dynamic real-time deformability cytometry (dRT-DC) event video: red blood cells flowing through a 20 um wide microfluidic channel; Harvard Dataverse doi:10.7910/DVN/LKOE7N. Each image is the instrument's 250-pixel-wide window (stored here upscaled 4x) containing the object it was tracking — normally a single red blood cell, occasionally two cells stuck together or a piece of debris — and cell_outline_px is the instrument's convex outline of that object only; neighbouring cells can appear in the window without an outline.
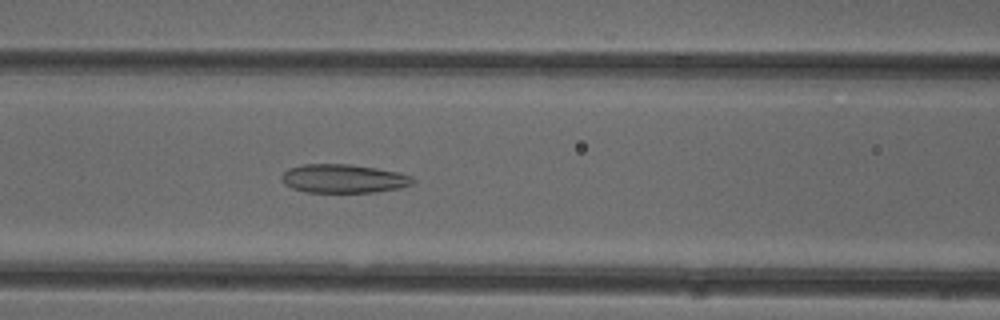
{"species": "common noctule bat (a hibernating species)", "species_latin": "Nyctalus noctula", "temperature_condition": "cold", "stored_images_in_passage": 34, "camera_frame_rate_fps": 3000, "um_per_image_px": 0.085, "animal": {"sex": "female"}, "frame": {"image": 1, "passage_image": 6, "time_ms": 1.667, "image_size_px": [1000, 320], "cell_outline_px": [[416, 180], [412, 184], [400, 188], [376, 192], [304, 192], [292, 188], [284, 184], [280, 180], [280, 176], [288, 168], [304, 164], [352, 164], [376, 168], [396, 172], [412, 176]], "centroid_in_image_um": [29.17, 15.18], "position_along_channel_um": 137.4, "area_um2": 22.08}}
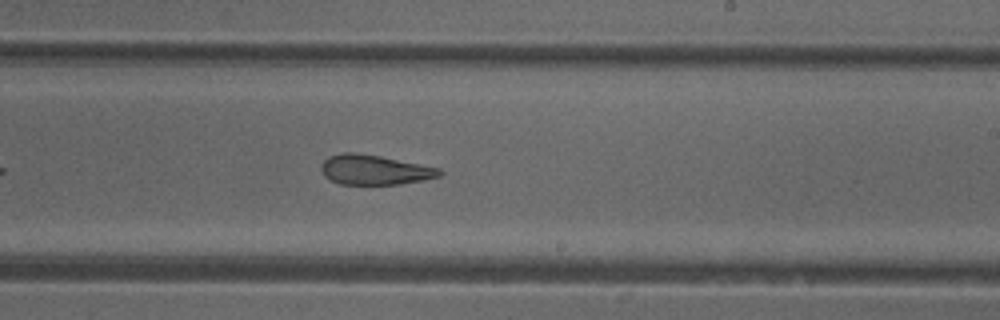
{"frame": {"image": 2, "passage_image": 15, "time_ms": 4.667, "image_size_px": [1000, 320], "cell_outline_px": [[444, 172], [440, 176], [424, 180], [400, 184], [340, 184], [324, 176], [320, 168], [320, 164], [328, 156], [340, 152], [356, 152], [380, 156], [440, 168]], "centroid_in_image_um": [31.82, 14.42], "position_along_channel_um": 257.2, "area_um2": 20.69}}
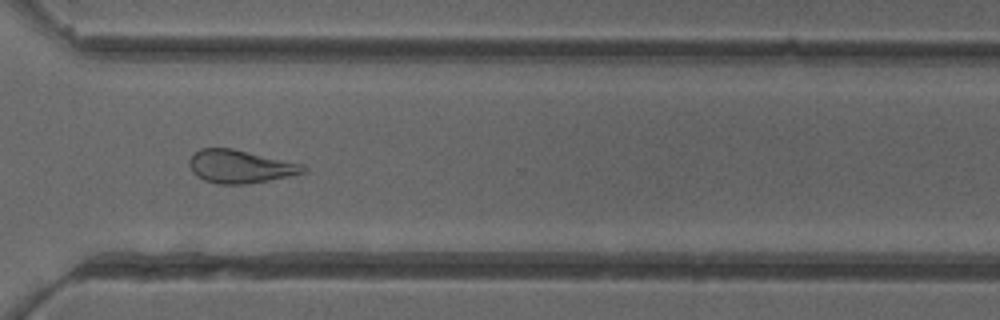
{"frame": {"image": 3, "passage_image": 22, "time_ms": 7.0, "image_size_px": [1000, 320], "cell_outline_px": [[308, 172], [248, 184], [216, 184], [204, 180], [196, 176], [192, 172], [188, 164], [188, 160], [200, 148], [232, 148], [304, 164], [308, 168]], "centroid_in_image_um": [20.42, 14.16], "position_along_channel_um": 350.2, "area_um2": 22.14}, "authors_computed_cell_mechanics": {"area_um2": 21.7906, "velocity_mm_per_s": 3.9969, "shape_relaxation_time_tau1_ms": null, "shape_relaxation_time_tau2_ms": 3.1547, "deformation_change_tau1": null, "deformation_change_tau2": 0.1151}}